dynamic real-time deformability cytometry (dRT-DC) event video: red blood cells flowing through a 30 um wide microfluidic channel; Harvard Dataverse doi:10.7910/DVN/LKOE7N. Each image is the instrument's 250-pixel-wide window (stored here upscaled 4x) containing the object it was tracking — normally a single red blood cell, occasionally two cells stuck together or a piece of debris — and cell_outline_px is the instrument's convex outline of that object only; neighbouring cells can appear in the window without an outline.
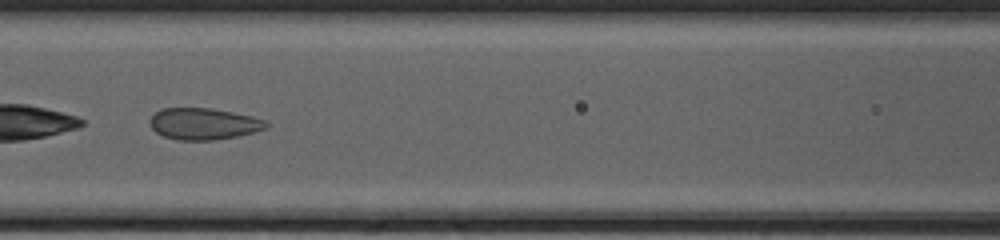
{"species": "common noctule bat (a hibernating species)", "species_latin": "Nyctalus noctula", "temperature_condition": "cold", "stored_images_in_passage": 46, "camera_frame_rate_fps": 3000, "um_per_image_px": 0.085, "animal": {"sex": "female", "body_mass_g": 20.0, "forearm_length_mm": 54.0}, "frame": {"image": 1, "passage_image": 23, "time_ms": 7.333, "image_size_px": [1000, 240], "cell_outline_px": [[268, 128], [236, 136], [212, 140], [180, 140], [164, 136], [156, 132], [148, 124], [148, 120], [160, 108], [212, 108], [252, 116], [264, 120], [268, 124]], "centroid_in_image_um": [17.27, 10.51], "position_along_channel_um": 149.3, "area_um2": 21.33}}
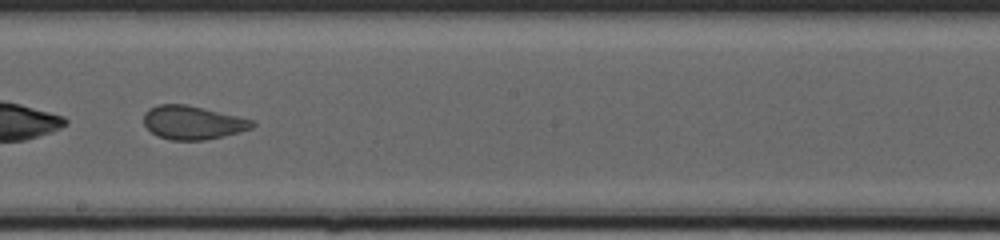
{"frame": {"image": 2, "passage_image": 29, "time_ms": 9.333, "image_size_px": [1000, 240], "cell_outline_px": [[256, 124], [252, 128], [240, 132], [204, 140], [172, 140], [156, 136], [144, 124], [144, 112], [148, 108], [156, 104], [184, 104], [256, 120]], "centroid_in_image_um": [16.38, 10.41], "position_along_channel_um": 231.8, "area_um2": 21.27}}
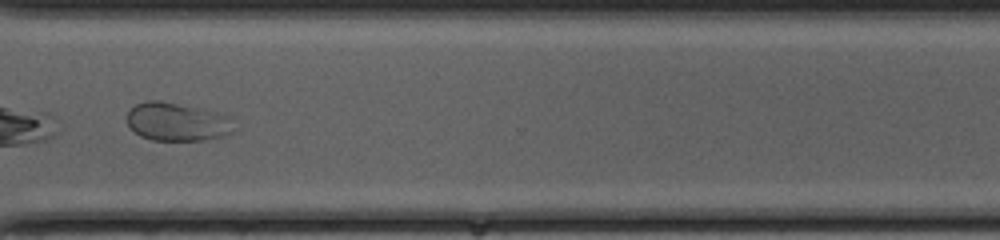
{"frame": {"image": 3, "passage_image": 38, "time_ms": 12.333, "image_size_px": [1000, 240], "cell_outline_px": [[236, 128], [232, 132], [224, 136], [204, 140], [152, 140], [140, 136], [128, 124], [128, 112], [136, 104], [148, 100], [160, 100], [204, 108], [232, 116]], "centroid_in_image_um": [15.14, 10.34], "position_along_channel_um": 355.5, "area_um2": 24.28}}